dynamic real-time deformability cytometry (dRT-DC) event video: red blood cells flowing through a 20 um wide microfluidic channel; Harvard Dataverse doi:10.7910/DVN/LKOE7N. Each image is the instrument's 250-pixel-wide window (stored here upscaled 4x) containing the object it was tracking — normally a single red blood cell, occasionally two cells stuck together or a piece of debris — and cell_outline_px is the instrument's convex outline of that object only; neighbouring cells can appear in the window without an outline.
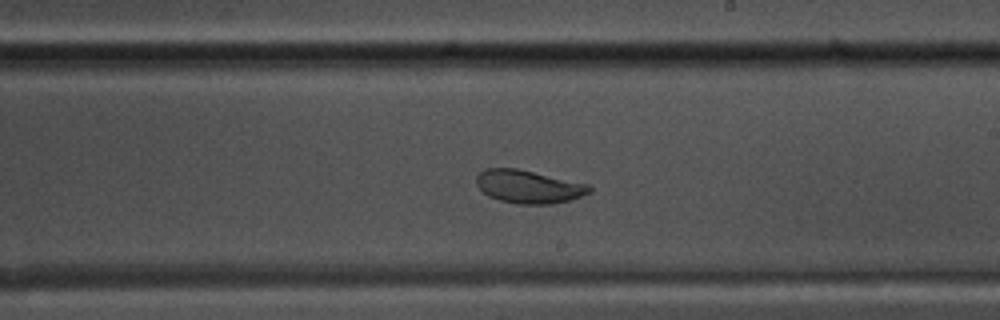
{"species": "common noctule bat (a hibernating species)", "species_latin": "Nyctalus noctula", "temperature_condition": "warm", "stored_images_in_passage": 50, "camera_frame_rate_fps": 3000, "um_per_image_px": 0.085, "animal": {"sex": "male", "body_mass_g": 17.5, "forearm_length_mm": 52.3}, "frame": {"image": 1, "passage_image": 27, "time_ms": 8.667, "image_size_px": [1000, 320], "cell_outline_px": [[592, 192], [568, 200], [552, 204], [520, 204], [500, 200], [488, 196], [476, 184], [476, 176], [484, 168], [516, 168], [588, 184], [592, 188]], "centroid_in_image_um": [44.91, 15.86], "position_along_channel_um": 244.1, "area_um2": 21.62}}
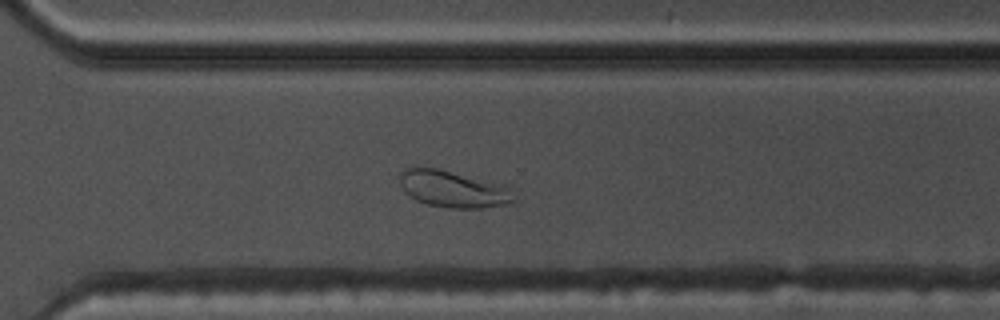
{"frame": {"image": 2, "passage_image": 34, "time_ms": 11.0, "image_size_px": [1000, 320], "cell_outline_px": [[516, 200], [508, 204], [480, 208], [448, 208], [428, 204], [416, 200], [404, 192], [400, 184], [400, 172], [404, 168], [436, 168], [508, 184], [516, 196]], "centroid_in_image_um": [38.59, 16.07], "position_along_channel_um": 332.0, "area_um2": 24.85}}
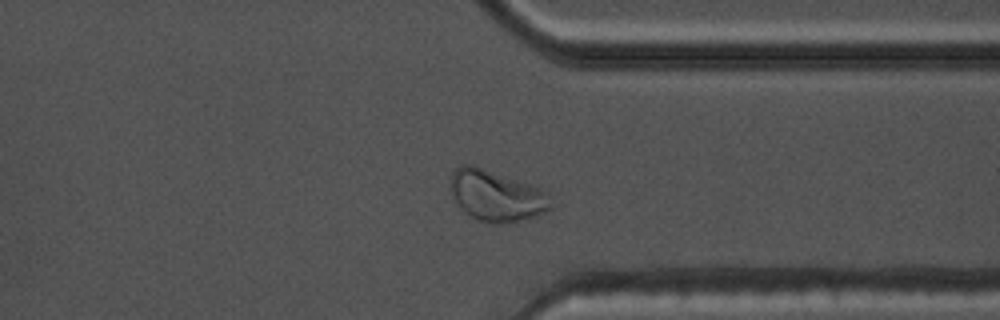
{"frame": {"image": 3, "passage_image": 37, "time_ms": 12.0, "image_size_px": [1000, 320], "cell_outline_px": [[552, 208], [536, 216], [500, 224], [492, 224], [480, 220], [464, 212], [456, 204], [452, 196], [452, 172], [460, 164], [476, 164], [544, 188], [552, 192]], "centroid_in_image_um": [42.25, 16.6], "position_along_channel_um": 369.1, "area_um2": 30.58}, "authors_computed_cell_mechanics": {"area_um2": 25.6921, "velocity_mm_per_s": 3.7704, "shape_relaxation_time_tau1_ms": 4.5291, "shape_relaxation_time_tau2_ms": null, "deformation_change_tau1": 0.1413, "deformation_change_tau2": null}}